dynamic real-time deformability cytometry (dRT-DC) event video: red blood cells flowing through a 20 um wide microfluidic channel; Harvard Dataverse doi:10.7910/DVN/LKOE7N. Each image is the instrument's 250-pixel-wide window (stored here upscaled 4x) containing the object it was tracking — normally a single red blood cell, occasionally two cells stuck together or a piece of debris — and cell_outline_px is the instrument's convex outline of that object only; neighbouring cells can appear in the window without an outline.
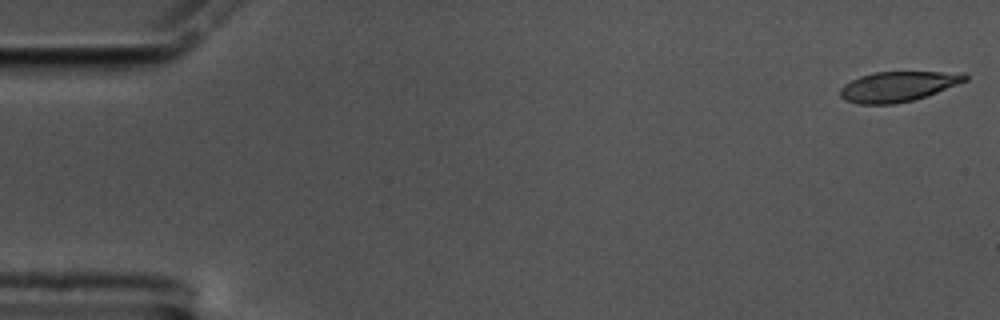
{"species": "common noctule bat (a hibernating species)", "species_latin": "Nyctalus noctula", "temperature_condition": "cold", "stored_images_in_passage": 57, "camera_frame_rate_fps": 3000, "um_per_image_px": 0.085, "animal": {"sex": "male", "body_mass_g": 17.5, "forearm_length_mm": 52.3}, "frame": {"image": 1, "passage_image": 1, "time_ms": 0.0, "image_size_px": [1000, 320], "cell_outline_px": [[968, 80], [936, 92], [912, 100], [892, 104], [860, 104], [844, 100], [840, 96], [840, 88], [844, 84], [860, 76], [876, 72], [964, 72], [968, 76]], "centroid_in_image_um": [76.31, 7.34], "position_along_channel_um": 8.7, "area_um2": 21.73}}
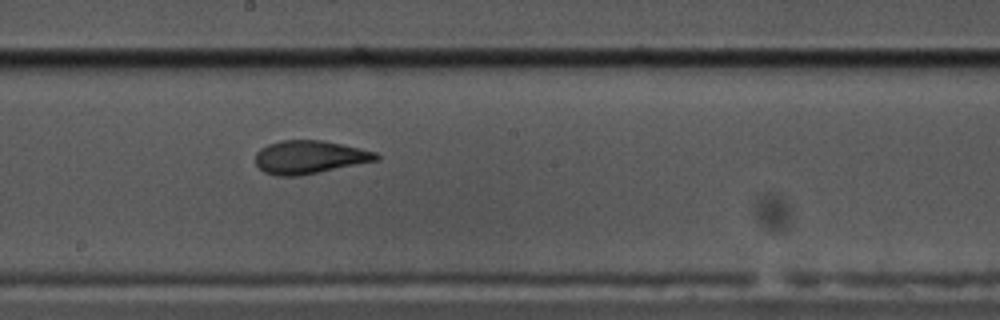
{"frame": {"image": 2, "passage_image": 31, "time_ms": 10.0, "image_size_px": [1000, 320], "cell_outline_px": [[380, 160], [300, 176], [276, 176], [264, 172], [256, 164], [256, 152], [260, 148], [268, 144], [280, 140], [324, 140], [360, 148], [376, 152], [380, 156]], "centroid_in_image_um": [26.32, 13.36], "position_along_channel_um": 221.9, "area_um2": 23.58}}
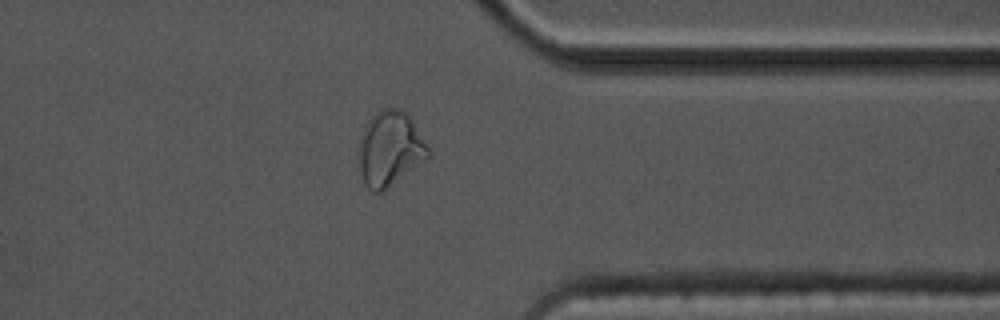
{"frame": {"image": 3, "passage_image": 45, "time_ms": 14.667, "image_size_px": [1000, 320], "cell_outline_px": [[432, 156], [384, 192], [372, 192], [364, 184], [356, 168], [360, 136], [368, 120], [376, 112], [384, 108], [396, 108], [404, 112], [412, 120], [432, 152]], "centroid_in_image_um": [33.12, 12.71], "position_along_channel_um": 378.3, "area_um2": 31.1}, "authors_computed_cell_mechanics": {"area_um2": 23.5824, "velocity_mm_per_s": 3.4864, "shape_relaxation_time_tau1_ms": 9.1052, "shape_relaxation_time_tau2_ms": 1.4431, "deformation_change_tau1": 0.2515, "deformation_change_tau2": 0.0718}}